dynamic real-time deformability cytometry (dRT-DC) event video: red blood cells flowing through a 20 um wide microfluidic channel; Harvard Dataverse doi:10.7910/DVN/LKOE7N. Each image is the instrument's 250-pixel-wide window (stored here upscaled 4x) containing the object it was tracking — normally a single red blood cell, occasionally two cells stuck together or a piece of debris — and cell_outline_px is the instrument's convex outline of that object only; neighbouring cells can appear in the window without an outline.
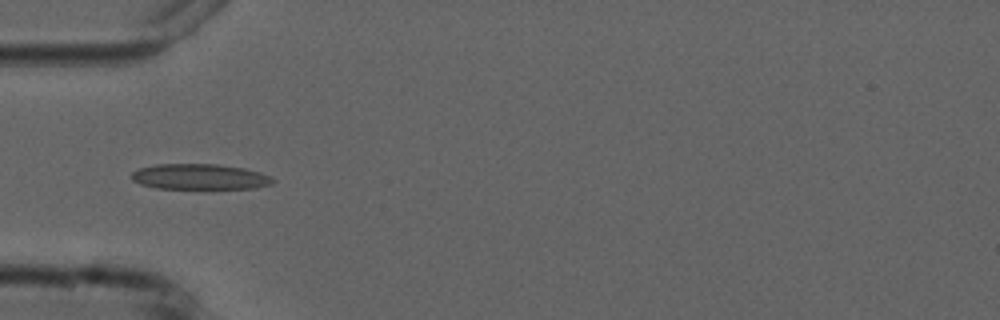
{"species": "common noctule bat (a hibernating species)", "species_latin": "Nyctalus noctula", "temperature_condition": "cold", "stored_images_in_passage": 3, "camera_frame_rate_fps": 3000, "um_per_image_px": 0.085, "animal": {"sex": "male", "forearm_length_mm": 52.5}, "frame": {"image": 1, "passage_image": 3, "time_ms": 4.0, "image_size_px": [1000, 320], "cell_outline_px": [[276, 180], [272, 184], [256, 188], [156, 188], [140, 184], [132, 180], [132, 172], [136, 168], [156, 164], [220, 164], [244, 168], [260, 172], [272, 176]], "centroid_in_image_um": [16.99, 15.01], "position_along_channel_um": 68.0, "area_um2": 21.21}}